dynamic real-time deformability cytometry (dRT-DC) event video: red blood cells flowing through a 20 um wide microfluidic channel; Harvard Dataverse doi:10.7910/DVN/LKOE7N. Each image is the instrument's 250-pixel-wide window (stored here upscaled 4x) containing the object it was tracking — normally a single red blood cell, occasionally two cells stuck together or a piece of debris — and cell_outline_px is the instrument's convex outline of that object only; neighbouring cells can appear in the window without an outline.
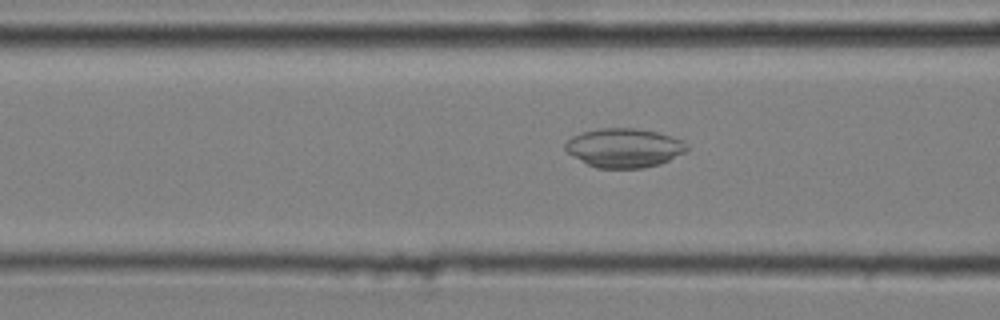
{"species": "common noctule bat (a hibernating species)", "species_latin": "Nyctalus noctula", "temperature_condition": "cold", "stored_images_in_passage": 50, "camera_frame_rate_fps": 3000, "um_per_image_px": 0.085, "animal": {"sex": "male", "body_mass_g": 20.4}, "frame": {"image": 1, "passage_image": 21, "time_ms": 6.667, "image_size_px": [1000, 320], "cell_outline_px": [[688, 148], [684, 152], [660, 164], [644, 168], [596, 168], [588, 164], [568, 152], [564, 148], [564, 144], [572, 136], [584, 132], [600, 128], [636, 128], [660, 132], [684, 140], [688, 144]], "centroid_in_image_um": [53.09, 12.56], "position_along_channel_um": 113.5, "area_um2": 27.69}}
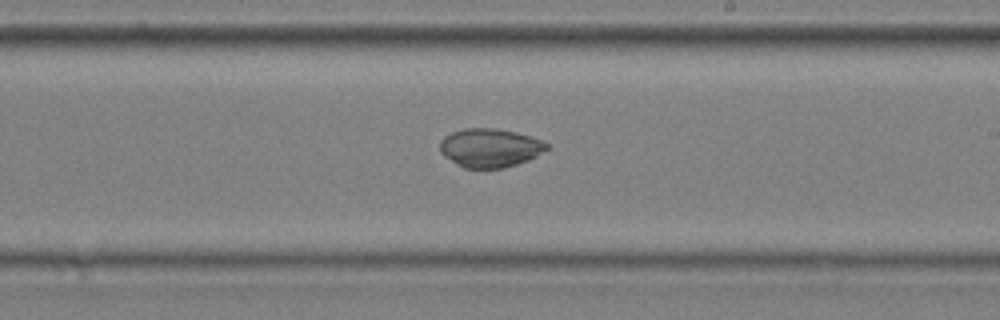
{"frame": {"image": 2, "passage_image": 32, "time_ms": 10.333, "image_size_px": [1000, 320], "cell_outline_px": [[548, 148], [536, 156], [528, 160], [504, 168], [464, 168], [456, 164], [444, 156], [440, 152], [440, 140], [444, 136], [452, 132], [464, 128], [496, 128], [516, 132], [540, 140], [548, 144]], "centroid_in_image_um": [41.61, 12.56], "position_along_channel_um": 247.4, "area_um2": 24.04}}
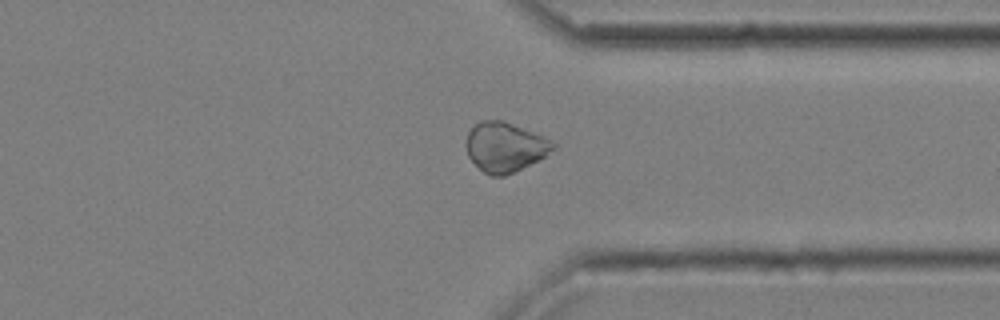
{"frame": {"image": 3, "passage_image": 42, "time_ms": 13.667, "image_size_px": [1000, 320], "cell_outline_px": [[556, 148], [544, 156], [504, 176], [492, 176], [484, 172], [468, 156], [464, 144], [464, 140], [468, 132], [480, 120], [504, 120], [544, 136], [552, 140], [556, 144]], "centroid_in_image_um": [42.9, 12.47], "position_along_channel_um": 368.5, "area_um2": 25.03}}